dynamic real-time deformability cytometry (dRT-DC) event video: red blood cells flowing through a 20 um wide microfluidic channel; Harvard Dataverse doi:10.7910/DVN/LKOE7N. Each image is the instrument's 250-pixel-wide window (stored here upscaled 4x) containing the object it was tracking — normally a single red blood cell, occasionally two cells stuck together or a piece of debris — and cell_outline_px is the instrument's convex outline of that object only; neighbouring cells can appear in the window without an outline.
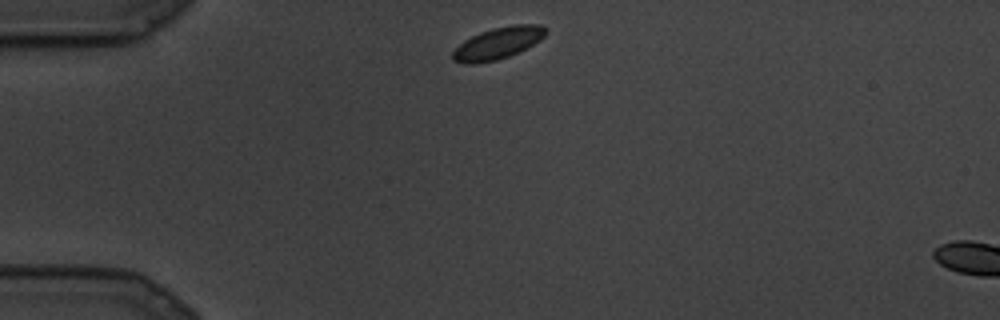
{"species": "common noctule bat (a hibernating species)", "species_latin": "Nyctalus noctula", "temperature_condition": "cold", "stored_images_in_passage": 3, "camera_frame_rate_fps": 3000, "um_per_image_px": 0.085, "animal": {"sex": "male", "body_mass_g": 19.5, "forearm_length_mm": 54.6}, "frame": {"image": 1, "passage_image": 1, "time_ms": 0.0, "image_size_px": [1000, 320], "cell_outline_px": [[548, 32], [540, 40], [508, 56], [496, 60], [476, 64], [464, 64], [452, 60], [452, 52], [464, 40], [480, 32], [492, 28], [512, 24], [540, 24]], "centroid_in_image_um": [42.29, 3.67], "position_along_channel_um": 42.7, "area_um2": 17.11}}